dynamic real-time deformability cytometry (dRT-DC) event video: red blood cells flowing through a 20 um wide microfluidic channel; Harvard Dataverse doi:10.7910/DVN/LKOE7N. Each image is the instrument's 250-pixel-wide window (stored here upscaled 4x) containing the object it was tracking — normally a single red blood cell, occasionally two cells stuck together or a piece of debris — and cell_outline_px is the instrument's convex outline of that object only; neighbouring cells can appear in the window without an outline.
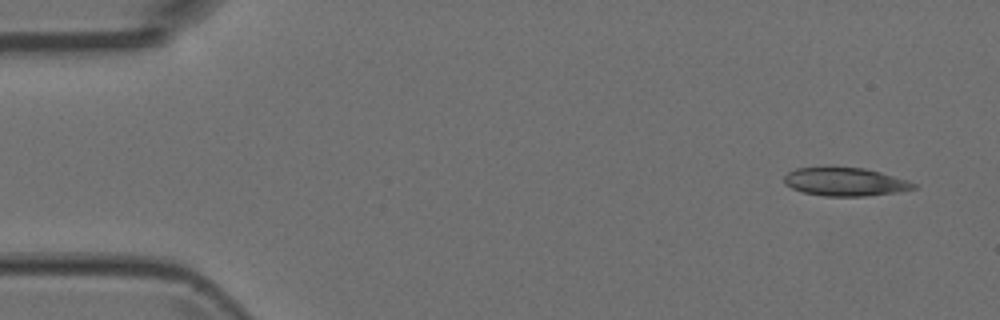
{"species": "Egyptian fruit bat (a non-hibernating species)", "species_latin": "Rousettus aegyptiacus", "temperature_condition": "room temperature", "stored_images_in_passage": 5, "camera_frame_rate_fps": 3000, "um_per_image_px": 0.085, "animal": {"sex": "female"}, "frame": {"image": 1, "passage_image": 1, "time_ms": 0.0, "image_size_px": [1000, 320], "cell_outline_px": [[916, 188], [900, 192], [864, 196], [824, 196], [804, 192], [792, 188], [784, 184], [784, 176], [788, 172], [796, 168], [864, 168], [880, 172], [908, 180], [916, 184]], "centroid_in_image_um": [71.85, 15.47], "position_along_channel_um": 13.1, "area_um2": 21.15}}
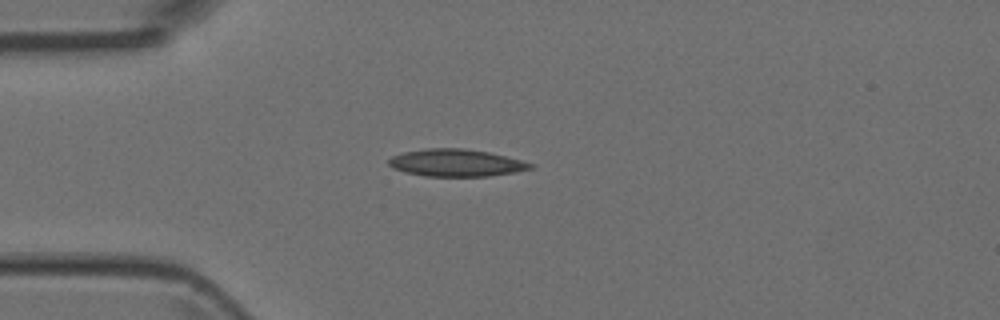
{"frame": {"image": 2, "passage_image": 4, "time_ms": 1.0, "image_size_px": [1000, 320], "cell_outline_px": [[536, 168], [516, 172], [488, 176], [424, 176], [404, 172], [392, 168], [388, 164], [388, 160], [392, 156], [404, 152], [424, 148], [464, 148], [488, 152], [536, 164]], "centroid_in_image_um": [38.77, 13.84], "position_along_channel_um": 46.2, "area_um2": 22.66}}